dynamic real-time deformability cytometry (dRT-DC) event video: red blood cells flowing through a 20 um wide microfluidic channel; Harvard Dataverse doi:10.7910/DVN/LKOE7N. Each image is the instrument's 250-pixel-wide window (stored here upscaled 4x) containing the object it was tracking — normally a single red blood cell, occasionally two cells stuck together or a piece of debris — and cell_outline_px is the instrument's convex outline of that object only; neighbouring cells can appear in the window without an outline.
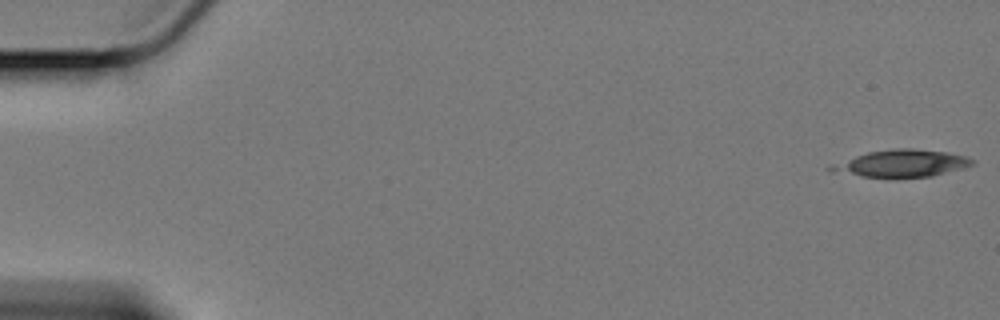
{"species": "Egyptian fruit bat (a non-hibernating species)", "species_latin": "Rousettus aegyptiacus", "temperature_condition": "cold", "stored_images_in_passage": 33, "camera_frame_rate_fps": 3000, "um_per_image_px": 0.085, "animal": {"sex": "female"}, "frame": {"image": 1, "passage_image": 1, "time_ms": 0.0, "image_size_px": [1000, 320], "cell_outline_px": [[972, 164], [960, 168], [932, 176], [896, 180], [888, 180], [832, 172], [828, 168], [856, 156], [868, 152], [896, 148], [912, 148], [944, 152], [964, 156], [972, 160]], "centroid_in_image_um": [76.6, 13.94], "position_along_channel_um": 8.4, "area_um2": 22.37}}
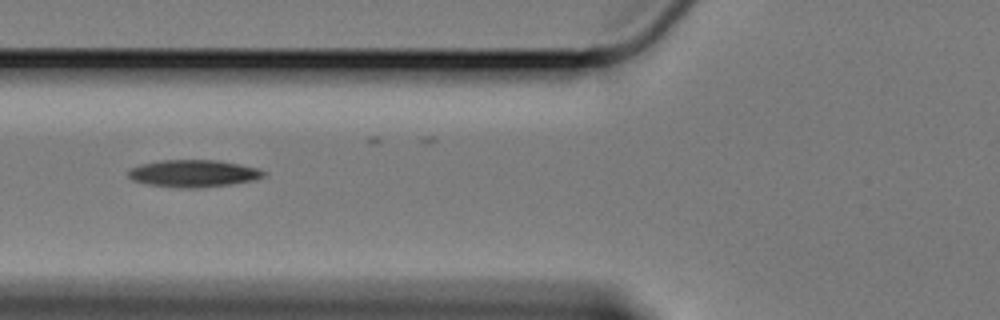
{"frame": {"image": 2, "passage_image": 23, "time_ms": 7.333, "image_size_px": [1000, 320], "cell_outline_px": [[268, 172], [264, 176], [252, 180], [232, 184], [200, 188], [180, 188], [148, 184], [132, 180], [128, 176], [128, 172], [132, 168], [140, 164], [160, 160], [216, 160], [240, 164], [256, 168]], "centroid_in_image_um": [16.44, 14.74], "position_along_channel_um": 109.4, "area_um2": 21.44}}
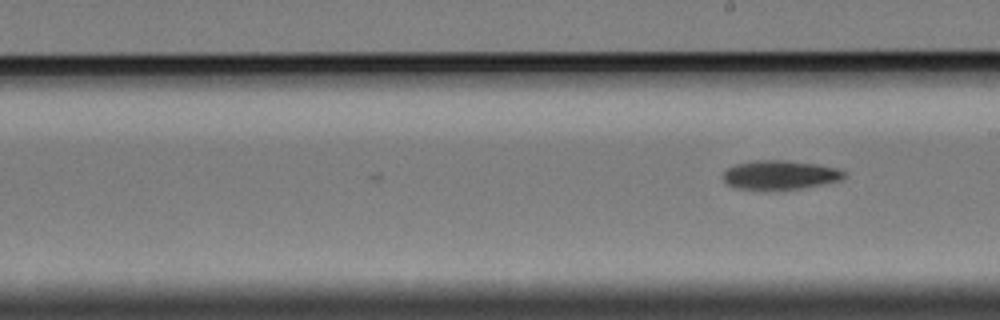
{"frame": {"image": 3, "passage_image": 33, "time_ms": 10.667, "image_size_px": [1000, 320], "cell_outline_px": [[848, 176], [840, 180], [824, 184], [804, 188], [768, 192], [764, 192], [736, 188], [728, 184], [724, 180], [724, 172], [728, 168], [736, 164], [752, 160], [784, 160], [816, 164], [836, 168], [844, 172]], "centroid_in_image_um": [66.29, 14.91], "position_along_channel_um": 222.7, "area_um2": 21.1}}